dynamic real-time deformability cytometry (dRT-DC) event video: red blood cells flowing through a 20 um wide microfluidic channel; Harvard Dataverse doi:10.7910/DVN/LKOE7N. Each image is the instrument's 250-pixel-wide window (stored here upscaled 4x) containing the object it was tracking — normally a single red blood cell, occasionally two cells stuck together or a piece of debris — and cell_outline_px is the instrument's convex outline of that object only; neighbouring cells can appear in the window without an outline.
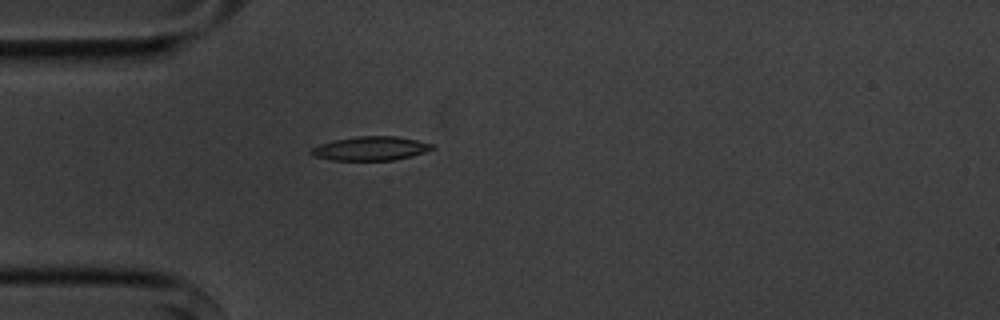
{"species": "common noctule bat (a hibernating species)", "species_latin": "Nyctalus noctula", "temperature_condition": "cold", "stored_images_in_passage": 1, "camera_frame_rate_fps": 3000, "um_per_image_px": 0.085, "animal": {"sex": "male", "body_mass_g": 20.1, "forearm_length_mm": 53.5}, "frame": {"image": 1, "passage_image": 1, "time_ms": 0.0, "image_size_px": [1000, 320], "cell_outline_px": [[436, 148], [412, 156], [392, 160], [332, 160], [316, 156], [308, 152], [312, 148], [320, 144], [336, 140], [356, 136], [396, 136], [436, 144]], "centroid_in_image_um": [31.55, 12.61], "position_along_channel_um": 53.4, "area_um2": 16.82}}